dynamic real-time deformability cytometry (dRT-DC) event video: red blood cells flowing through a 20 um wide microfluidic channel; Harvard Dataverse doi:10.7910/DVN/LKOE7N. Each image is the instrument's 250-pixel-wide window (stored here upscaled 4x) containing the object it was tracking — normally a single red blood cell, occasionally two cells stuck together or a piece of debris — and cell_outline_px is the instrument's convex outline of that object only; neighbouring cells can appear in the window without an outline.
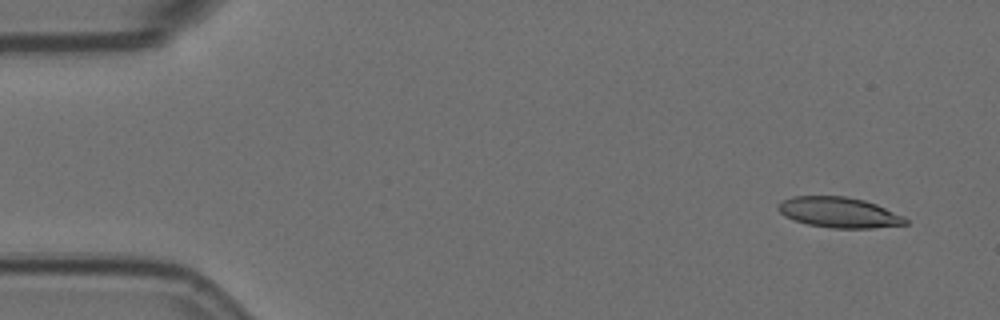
{"species": "Egyptian fruit bat (a non-hibernating species)", "species_latin": "Rousettus aegyptiacus", "temperature_condition": "room temperature", "stored_images_in_passage": 9, "camera_frame_rate_fps": 3000, "um_per_image_px": 0.085, "animal": {"sex": "female"}, "frame": {"image": 1, "passage_image": 1, "time_ms": 0.0, "image_size_px": [1000, 320], "cell_outline_px": [[908, 224], [872, 228], [832, 228], [808, 224], [784, 216], [776, 208], [776, 204], [792, 196], [844, 196], [864, 200], [876, 204], [904, 216], [908, 220]], "centroid_in_image_um": [71.31, 18.05], "position_along_channel_um": 13.7, "area_um2": 22.6}}
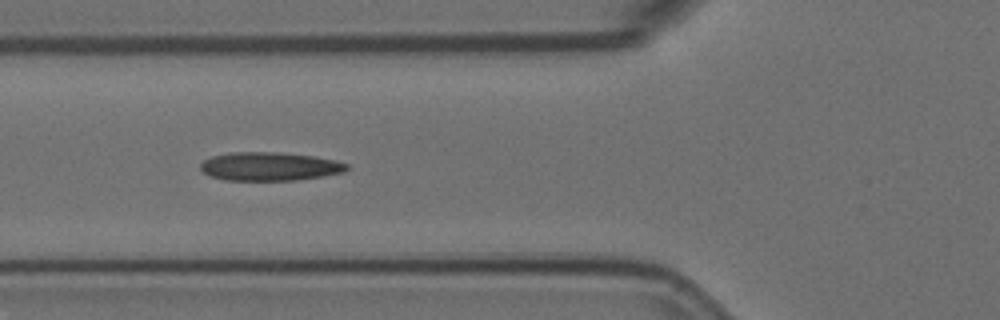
{"frame": {"image": 2, "passage_image": 6, "time_ms": 1.667, "image_size_px": [1000, 320], "cell_outline_px": [[348, 168], [344, 172], [296, 180], [224, 180], [212, 176], [204, 172], [200, 168], [200, 164], [204, 160], [212, 156], [232, 152], [280, 152], [312, 156], [336, 160], [348, 164]], "centroid_in_image_um": [22.91, 14.14], "position_along_channel_um": 102.9, "area_um2": 24.16}}
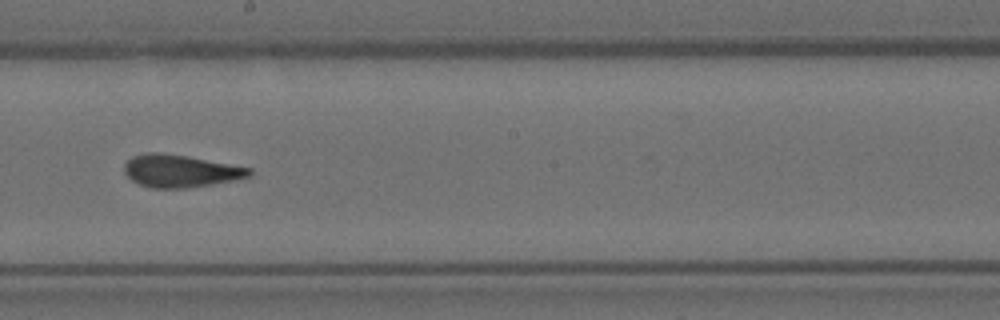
{"frame": {"image": 3, "passage_image": 9, "time_ms": 2.667, "image_size_px": [1000, 320], "cell_outline_px": [[252, 176], [236, 180], [212, 184], [184, 188], [152, 188], [140, 184], [132, 180], [124, 172], [124, 164], [132, 156], [148, 152], [160, 152], [188, 156], [252, 168]], "centroid_in_image_um": [15.35, 14.52], "position_along_channel_um": 232.9, "area_um2": 23.76}}